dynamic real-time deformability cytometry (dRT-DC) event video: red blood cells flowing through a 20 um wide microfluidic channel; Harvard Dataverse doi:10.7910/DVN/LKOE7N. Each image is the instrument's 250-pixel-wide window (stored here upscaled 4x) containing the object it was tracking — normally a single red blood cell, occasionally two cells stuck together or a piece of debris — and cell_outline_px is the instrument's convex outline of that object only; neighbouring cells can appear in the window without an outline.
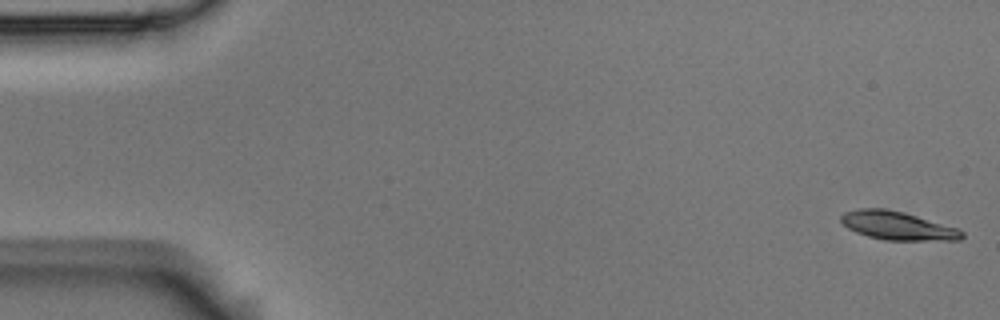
{"species": "Egyptian fruit bat (a non-hibernating species)", "species_latin": "Rousettus aegyptiacus", "temperature_condition": "room temperature", "stored_images_in_passage": 6, "camera_frame_rate_fps": 3000, "um_per_image_px": 0.085, "animal": {"sex": "male"}, "frame": {"image": 1, "passage_image": 6, "time_ms": 1.667, "image_size_px": [1000, 320], "cell_outline_px": [[964, 236], [960, 240], [884, 240], [868, 236], [856, 232], [848, 228], [840, 220], [840, 216], [844, 212], [856, 208], [884, 208], [904, 212], [956, 228], [964, 232]], "centroid_in_image_um": [76.25, 19.18], "position_along_channel_um": 8.7, "area_um2": 19.94}}